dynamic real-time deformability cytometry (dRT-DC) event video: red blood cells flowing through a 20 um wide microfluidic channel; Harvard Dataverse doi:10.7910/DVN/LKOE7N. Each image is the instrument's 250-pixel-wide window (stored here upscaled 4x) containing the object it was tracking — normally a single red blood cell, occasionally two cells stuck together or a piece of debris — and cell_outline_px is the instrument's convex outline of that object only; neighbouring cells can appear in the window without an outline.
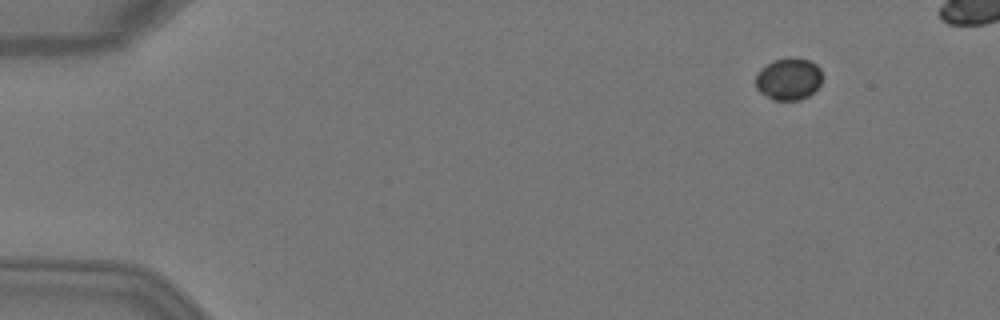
{"species": "Egyptian fruit bat (a non-hibernating species)", "species_latin": "Rousettus aegyptiacus", "temperature_condition": "warm", "stored_images_in_passage": 5, "camera_frame_rate_fps": 3000, "um_per_image_px": 0.085, "animal": {"sex": "female"}, "frame": {"image": 1, "passage_image": 2, "time_ms": 0.333, "image_size_px": [1000, 320], "cell_outline_px": [[820, 84], [808, 96], [800, 100], [772, 100], [760, 92], [756, 88], [756, 72], [760, 68], [772, 60], [792, 56], [812, 60], [820, 68]], "centroid_in_image_um": [67.0, 6.68], "position_along_channel_um": 18.0, "area_um2": 16.59}}